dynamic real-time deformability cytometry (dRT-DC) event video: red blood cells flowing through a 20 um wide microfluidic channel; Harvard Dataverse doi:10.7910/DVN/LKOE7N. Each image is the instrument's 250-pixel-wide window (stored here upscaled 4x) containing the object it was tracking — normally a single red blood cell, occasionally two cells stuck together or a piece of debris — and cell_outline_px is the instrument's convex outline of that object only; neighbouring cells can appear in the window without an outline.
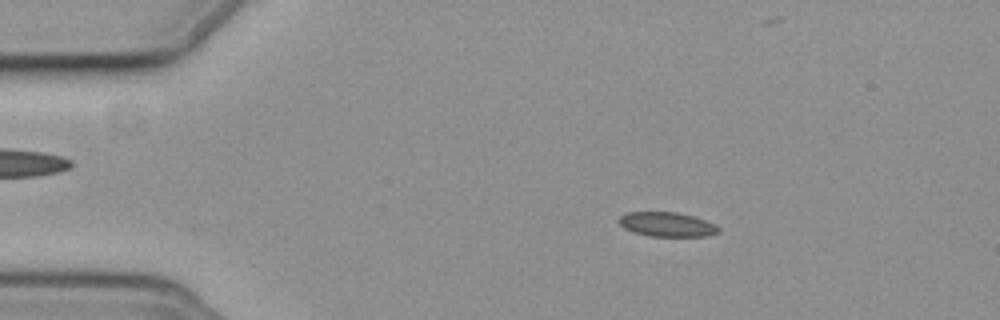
{"species": "common noctule bat (a hibernating species)", "species_latin": "Nyctalus noctula", "temperature_condition": "cold", "stored_images_in_passage": 57, "camera_frame_rate_fps": 3000, "um_per_image_px": 0.085, "animal": {"sex": "female", "body_mass_g": 19.3, "forearm_length_mm": 54.1}, "frame": {"image": 1, "passage_image": 10, "time_ms": 3.0, "image_size_px": [1000, 320], "cell_outline_px": [[720, 232], [708, 236], [648, 236], [632, 232], [624, 228], [616, 220], [620, 216], [628, 212], [676, 212], [692, 216], [716, 224], [720, 228]], "centroid_in_image_um": [56.68, 19.08], "position_along_channel_um": 28.3, "area_um2": 14.28}}
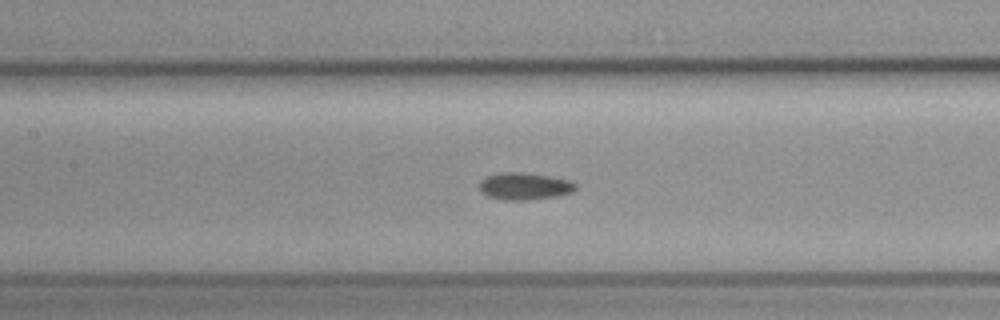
{"frame": {"image": 2, "passage_image": 26, "time_ms": 8.333, "image_size_px": [1000, 320], "cell_outline_px": [[576, 188], [572, 192], [556, 196], [532, 200], [504, 200], [488, 196], [480, 192], [480, 180], [488, 176], [500, 172], [528, 172], [572, 180], [576, 184]], "centroid_in_image_um": [44.6, 15.82], "position_along_channel_um": 162.8, "area_um2": 15.43}}
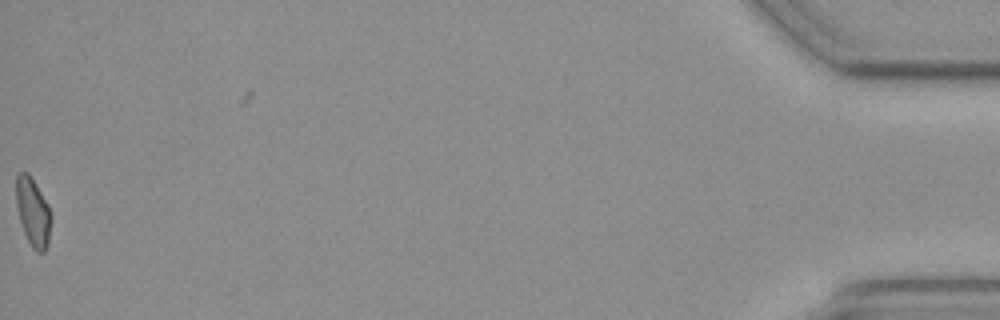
{"frame": {"image": 3, "passage_image": 57, "time_ms": 18.667, "image_size_px": [1000, 320], "cell_outline_px": [[52, 220], [48, 244], [44, 252], [36, 252], [32, 248], [24, 232], [20, 220], [16, 204], [16, 172], [28, 172], [40, 192], [52, 216]], "centroid_in_image_um": [2.79, 18.05], "position_along_channel_um": 432.4, "area_um2": 13.81}}